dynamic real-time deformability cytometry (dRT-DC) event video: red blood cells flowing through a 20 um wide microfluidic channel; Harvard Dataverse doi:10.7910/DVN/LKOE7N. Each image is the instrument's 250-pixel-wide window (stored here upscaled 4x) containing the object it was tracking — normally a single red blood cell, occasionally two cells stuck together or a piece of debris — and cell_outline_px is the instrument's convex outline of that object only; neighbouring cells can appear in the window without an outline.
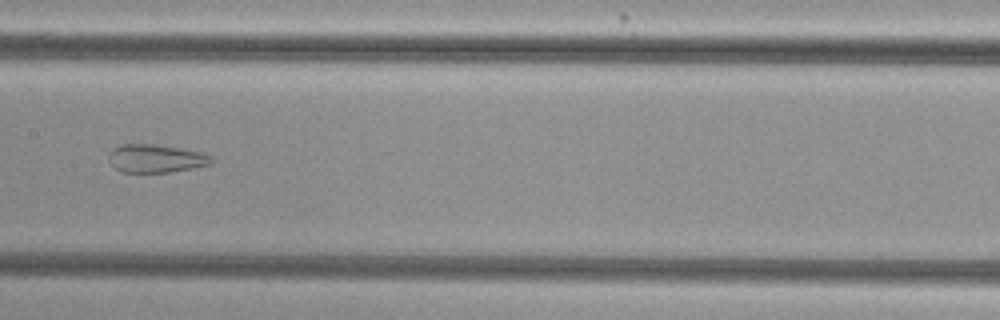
{"species": "common noctule bat (a hibernating species)", "species_latin": "Nyctalus noctula", "temperature_condition": "cold", "stored_images_in_passage": 55, "camera_frame_rate_fps": 3000, "um_per_image_px": 0.085, "animal": {"sex": "female", "body_mass_g": 29.2, "forearm_length_mm": 56.3}, "frame": {"image": 1, "passage_image": 29, "time_ms": 9.333, "image_size_px": [1000, 320], "cell_outline_px": [[212, 160], [208, 164], [192, 168], [168, 172], [120, 172], [108, 160], [108, 152], [112, 148], [124, 144], [152, 144], [200, 152], [208, 156]], "centroid_in_image_um": [13.14, 13.47], "position_along_channel_um": 194.3, "area_um2": 16.47}}
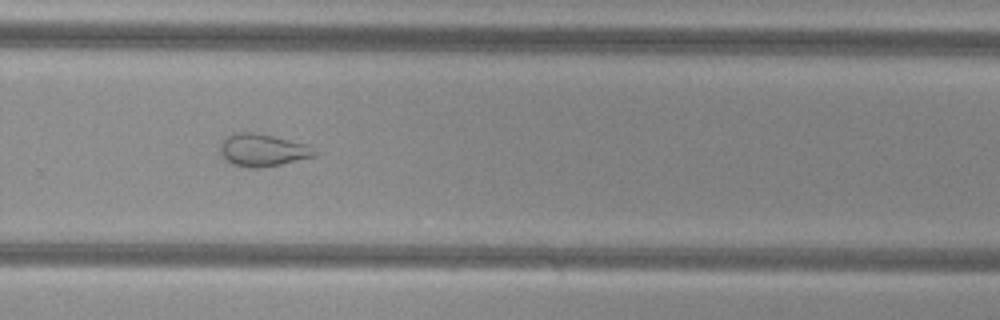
{"frame": {"image": 2, "passage_image": 38, "time_ms": 12.333, "image_size_px": [1000, 320], "cell_outline_px": [[320, 152], [316, 156], [280, 164], [260, 168], [248, 168], [232, 164], [220, 152], [220, 144], [228, 136], [236, 132], [256, 132], [308, 144]], "centroid_in_image_um": [22.38, 12.76], "position_along_channel_um": 307.4, "area_um2": 17.92}}
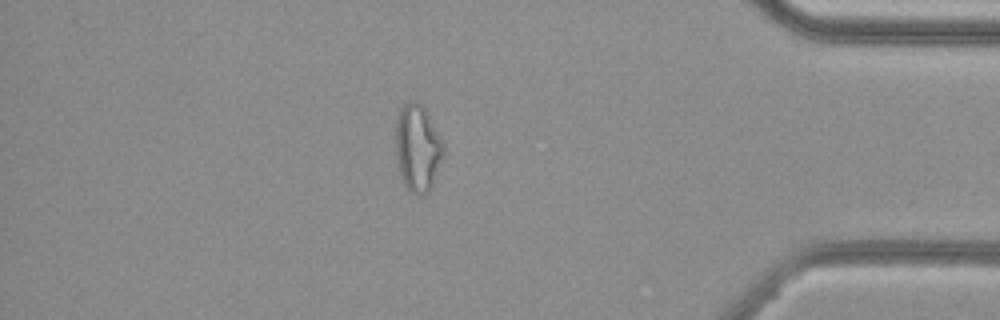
{"frame": {"image": 3, "passage_image": 48, "time_ms": 15.667, "image_size_px": [1000, 320], "cell_outline_px": [[444, 152], [432, 184], [428, 192], [424, 196], [416, 196], [404, 184], [400, 176], [396, 156], [396, 120], [400, 108], [408, 100], [416, 100], [424, 108], [444, 144]], "centroid_in_image_um": [35.47, 12.58], "position_along_channel_um": 399.7, "area_um2": 24.1}, "authors_computed_cell_mechanics": {"area_um2": 25.3164, "velocity_mm_per_s": 3.7897, "shape_relaxation_time_tau1_ms": null, "shape_relaxation_time_tau2_ms": 1.3, "deformation_change_tau1": null, "deformation_change_tau2": 0.0916}}